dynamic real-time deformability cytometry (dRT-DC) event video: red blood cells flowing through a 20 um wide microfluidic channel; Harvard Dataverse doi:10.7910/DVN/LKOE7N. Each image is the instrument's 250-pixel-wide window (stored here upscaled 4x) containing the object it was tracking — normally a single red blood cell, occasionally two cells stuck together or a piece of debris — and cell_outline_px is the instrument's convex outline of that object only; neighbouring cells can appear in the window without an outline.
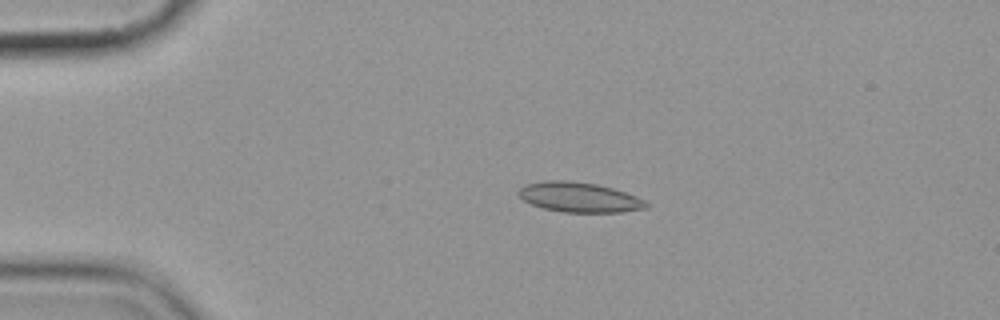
{"species": "common noctule bat (a hibernating species)", "species_latin": "Nyctalus noctula", "temperature_condition": "cold", "stored_images_in_passage": 6, "camera_frame_rate_fps": 3000, "um_per_image_px": 0.085, "animal": {"sex": "female", "body_mass_g": 19.9}, "frame": {"image": 1, "passage_image": 3, "time_ms": 3.333, "image_size_px": [1000, 320], "cell_outline_px": [[648, 208], [620, 212], [564, 212], [544, 208], [532, 204], [524, 200], [516, 192], [520, 188], [528, 184], [548, 180], [564, 180], [596, 184], [612, 188], [636, 196], [644, 200], [648, 204]], "centroid_in_image_um": [49.25, 16.77], "position_along_channel_um": 35.8, "area_um2": 21.96}}
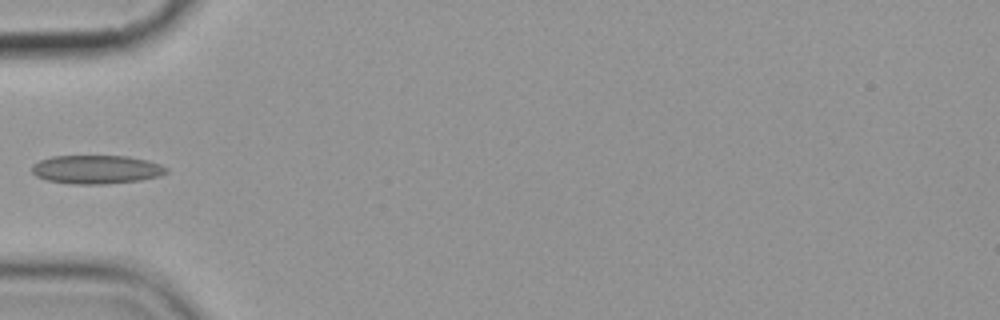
{"frame": {"image": 2, "passage_image": 5, "time_ms": 5.667, "image_size_px": [1000, 320], "cell_outline_px": [[168, 172], [160, 176], [140, 180], [104, 184], [72, 184], [48, 180], [36, 176], [32, 172], [32, 164], [40, 160], [52, 156], [128, 156], [148, 160], [160, 164], [168, 168]], "centroid_in_image_um": [8.21, 14.4], "position_along_channel_um": 76.8, "area_um2": 22.48}}
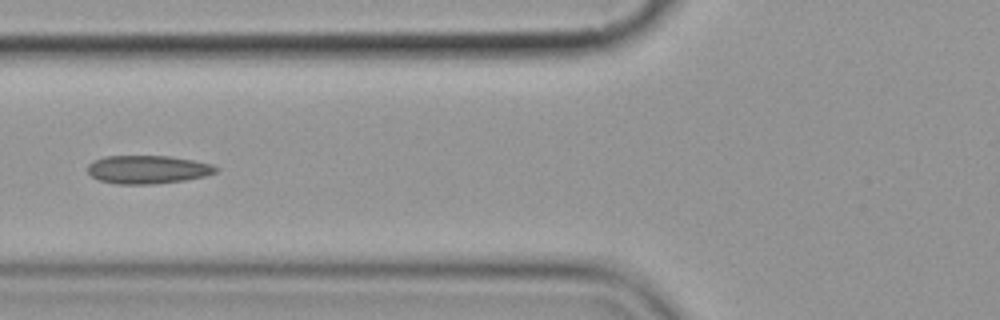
{"frame": {"image": 3, "passage_image": 6, "time_ms": 6.667, "image_size_px": [1000, 320], "cell_outline_px": [[220, 168], [216, 172], [204, 176], [184, 180], [152, 184], [116, 184], [100, 180], [92, 176], [88, 172], [88, 164], [92, 160], [104, 156], [168, 156], [192, 160], [212, 164]], "centroid_in_image_um": [12.54, 14.4], "position_along_channel_um": 113.3, "area_um2": 21.1}}